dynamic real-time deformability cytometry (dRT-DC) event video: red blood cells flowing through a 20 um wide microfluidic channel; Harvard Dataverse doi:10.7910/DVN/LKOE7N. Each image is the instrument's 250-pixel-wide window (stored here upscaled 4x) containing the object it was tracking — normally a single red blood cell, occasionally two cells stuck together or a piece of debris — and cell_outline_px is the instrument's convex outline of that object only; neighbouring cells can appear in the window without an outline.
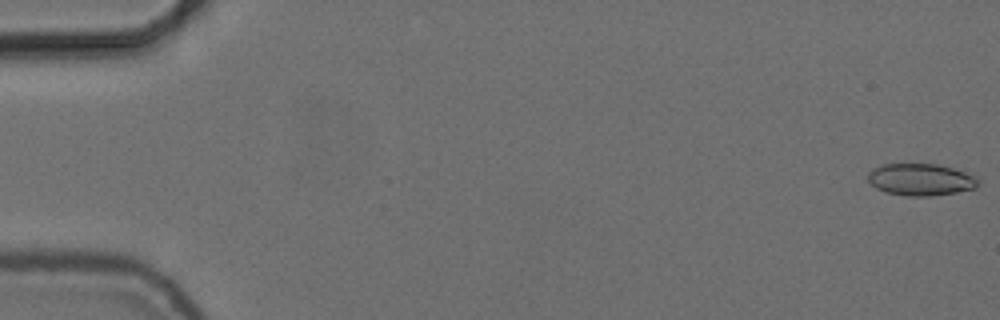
{"species": "common noctule bat (a hibernating species)", "species_latin": "Nyctalus noctula", "temperature_condition": "cold", "stored_images_in_passage": 55, "camera_frame_rate_fps": 3000, "um_per_image_px": 0.085, "animal": {"sex": "female", "body_mass_g": 24.6, "forearm_length_mm": 56.2}, "frame": {"image": 1, "passage_image": 1, "time_ms": 0.0, "image_size_px": [1000, 320], "cell_outline_px": [[980, 180], [976, 188], [956, 192], [932, 196], [908, 196], [888, 192], [876, 188], [868, 180], [868, 172], [872, 168], [884, 164], [936, 164], [952, 168], [976, 176]], "centroid_in_image_um": [78.27, 15.26], "position_along_channel_um": 6.7, "area_um2": 20.46}}
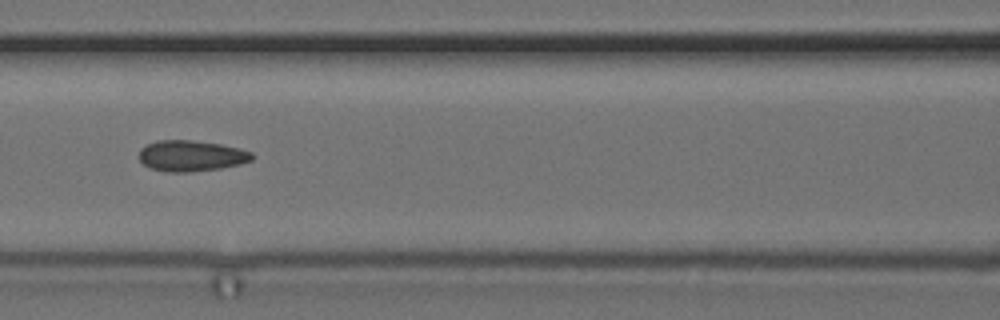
{"frame": {"image": 2, "passage_image": 25, "time_ms": 8.0, "image_size_px": [1000, 320], "cell_outline_px": [[256, 156], [252, 160], [240, 164], [220, 168], [188, 172], [168, 172], [152, 168], [144, 164], [140, 160], [140, 148], [144, 144], [156, 140], [192, 140], [220, 144], [240, 148], [252, 152]], "centroid_in_image_um": [16.27, 13.23], "position_along_channel_um": 150.3, "area_um2": 20.46}}
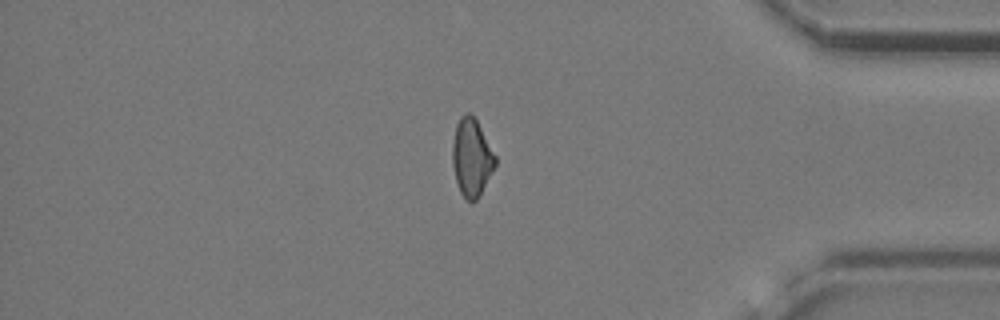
{"frame": {"image": 3, "passage_image": 47, "time_ms": 15.333, "image_size_px": [1000, 320], "cell_outline_px": [[496, 164], [476, 200], [472, 204], [460, 192], [456, 180], [452, 164], [452, 144], [456, 124], [460, 116], [464, 112], [468, 112], [476, 120], [496, 156]], "centroid_in_image_um": [40.06, 13.37], "position_along_channel_um": 395.1, "area_um2": 19.13}, "authors_computed_cell_mechanics": {"area_um2": 20.0566, "velocity_mm_per_s": 3.73, "shape_relaxation_time_tau1_ms": null, "shape_relaxation_time_tau2_ms": 2.1898, "deformation_change_tau1": null, "deformation_change_tau2": 0.0956}}